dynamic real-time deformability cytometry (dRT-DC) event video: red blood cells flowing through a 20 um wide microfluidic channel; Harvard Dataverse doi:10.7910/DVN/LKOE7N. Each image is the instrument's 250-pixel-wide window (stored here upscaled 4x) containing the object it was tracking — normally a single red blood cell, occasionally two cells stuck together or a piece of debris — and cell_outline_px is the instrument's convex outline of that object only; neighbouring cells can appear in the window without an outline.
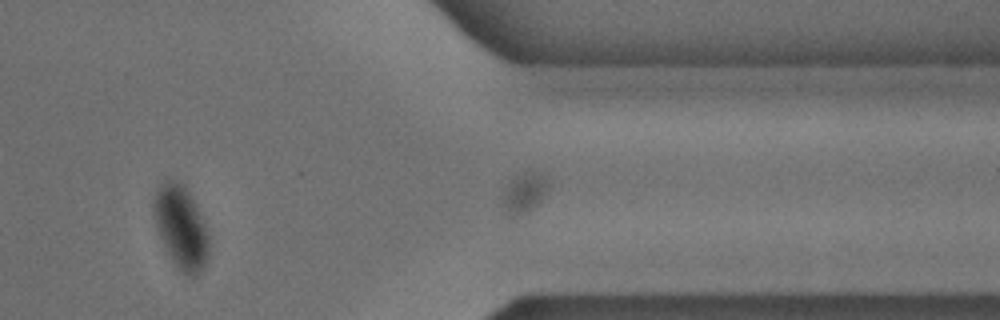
{"species": "common noctule bat (a hibernating species)", "species_latin": "Nyctalus noctula", "temperature_condition": "cold", "stored_images_in_passage": 30, "camera_frame_rate_fps": 3000, "um_per_image_px": 0.085, "animal": {"sex": "male", "body_mass_g": 18.8}, "frame": {"image": 1, "passage_image": 29, "time_ms": 9.333, "image_size_px": [1000, 320], "cell_outline_px": [[208, 256], [200, 272], [196, 276], [188, 276], [176, 268], [164, 248], [156, 228], [152, 208], [152, 204], [156, 192], [160, 184], [164, 180], [172, 180], [184, 184], [196, 204], [204, 224], [208, 236]], "centroid_in_image_um": [15.35, 19.32], "position_along_channel_um": 396.0, "area_um2": 26.7}}